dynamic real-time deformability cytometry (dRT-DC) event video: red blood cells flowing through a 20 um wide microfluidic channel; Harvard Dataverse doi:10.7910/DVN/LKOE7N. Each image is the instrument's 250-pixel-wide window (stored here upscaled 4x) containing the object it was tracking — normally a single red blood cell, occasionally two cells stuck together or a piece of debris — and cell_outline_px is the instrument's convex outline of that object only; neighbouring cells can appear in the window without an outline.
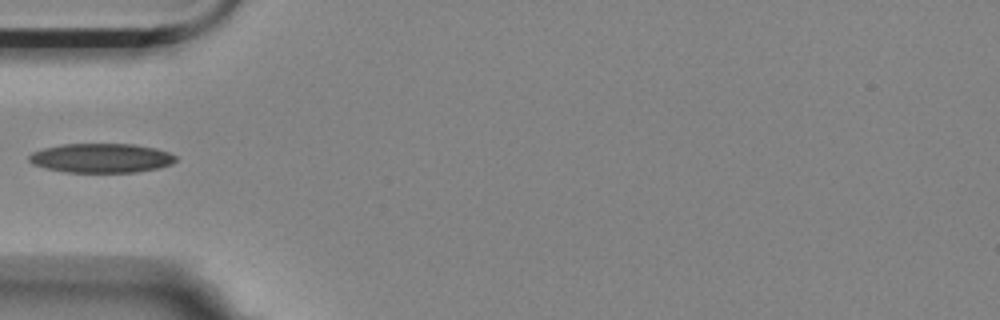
{"species": "Egyptian fruit bat (a non-hibernating species)", "species_latin": "Rousettus aegyptiacus", "temperature_condition": "room temperature", "stored_images_in_passage": 3, "camera_frame_rate_fps": 3000, "um_per_image_px": 0.085, "animal": {"sex": "female"}, "frame": {"image": 1, "passage_image": 3, "time_ms": 0.667, "image_size_px": [1000, 320], "cell_outline_px": [[176, 160], [172, 164], [156, 168], [136, 172], [64, 172], [44, 168], [32, 164], [28, 160], [28, 156], [32, 152], [44, 148], [64, 144], [132, 144], [156, 148], [168, 152], [176, 156]], "centroid_in_image_um": [8.58, 13.43], "position_along_channel_um": 76.4, "area_um2": 25.03}}